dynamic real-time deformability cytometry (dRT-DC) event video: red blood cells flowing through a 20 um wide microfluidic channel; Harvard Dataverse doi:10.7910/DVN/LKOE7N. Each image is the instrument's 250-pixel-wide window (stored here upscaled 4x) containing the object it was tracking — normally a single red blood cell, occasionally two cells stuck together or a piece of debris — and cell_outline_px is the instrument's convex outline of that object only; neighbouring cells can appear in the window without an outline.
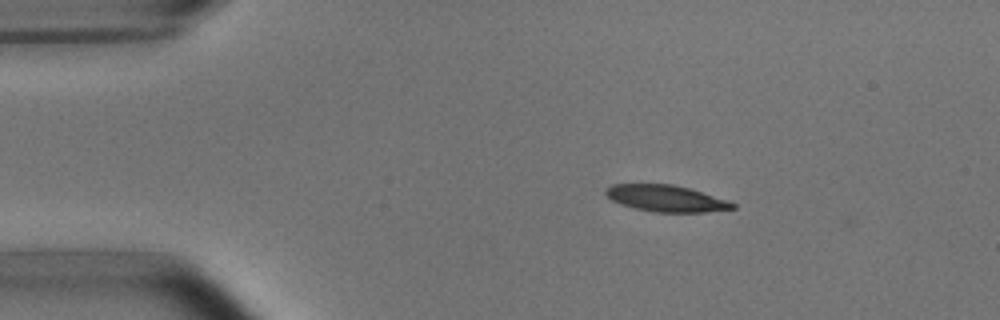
{"species": "common noctule bat (a hibernating species)", "species_latin": "Nyctalus noctula", "temperature_condition": "room temperature", "stored_images_in_passage": 4, "camera_frame_rate_fps": 3000, "um_per_image_px": 0.085, "animal": {"sex": "male", "body_mass_g": 15.6}, "frame": {"image": 1, "passage_image": 1, "time_ms": 0.0, "image_size_px": [1000, 320], "cell_outline_px": [[736, 208], [704, 212], [656, 212], [636, 208], [620, 204], [612, 200], [604, 192], [612, 184], [672, 184], [688, 188], [728, 200], [736, 204]], "centroid_in_image_um": [56.63, 16.86], "position_along_channel_um": 28.4, "area_um2": 19.36}}
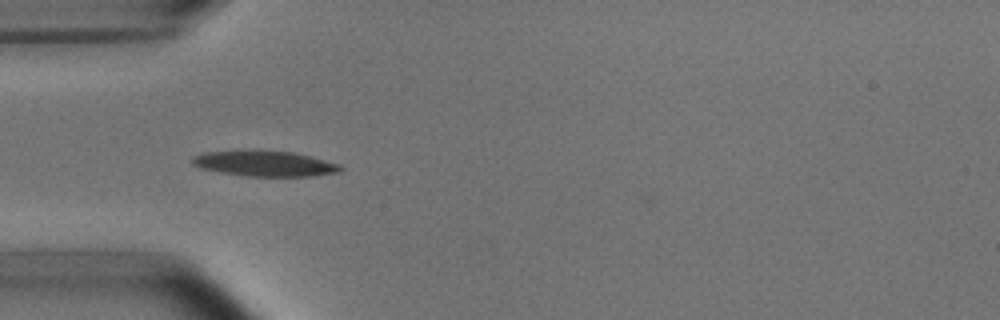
{"frame": {"image": 2, "passage_image": 3, "time_ms": 2.333, "image_size_px": [1000, 320], "cell_outline_px": [[344, 168], [340, 172], [312, 176], [248, 176], [220, 172], [200, 168], [192, 164], [192, 156], [204, 152], [256, 148], [292, 152], [340, 164]], "centroid_in_image_um": [22.46, 13.87], "position_along_channel_um": 62.5, "area_um2": 22.54}}